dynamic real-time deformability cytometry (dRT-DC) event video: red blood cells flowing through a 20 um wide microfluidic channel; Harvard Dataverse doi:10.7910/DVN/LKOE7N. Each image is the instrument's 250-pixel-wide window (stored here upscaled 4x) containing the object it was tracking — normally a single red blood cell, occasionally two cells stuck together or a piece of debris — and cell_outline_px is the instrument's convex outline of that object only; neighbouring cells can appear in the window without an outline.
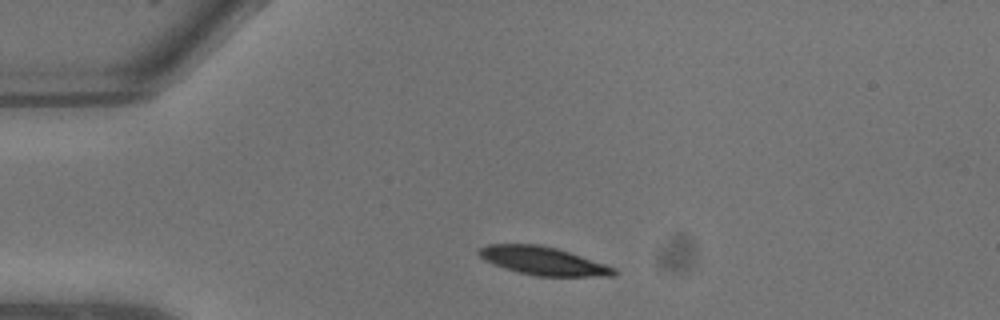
{"species": "common noctule bat (a hibernating species)", "species_latin": "Nyctalus noctula", "temperature_condition": "warm", "stored_images_in_passage": 5, "camera_frame_rate_fps": 3000, "um_per_image_px": 0.085, "animal": {"sex": "male", "body_mass_g": 13.3}, "frame": {"image": 1, "passage_image": 2, "time_ms": 0.333, "image_size_px": [1000, 320], "cell_outline_px": [[620, 272], [616, 276], [536, 276], [504, 268], [492, 264], [484, 260], [476, 252], [480, 248], [488, 244], [540, 244], [556, 248], [616, 268]], "centroid_in_image_um": [46.16, 22.18], "position_along_channel_um": 38.8, "area_um2": 22.14}}
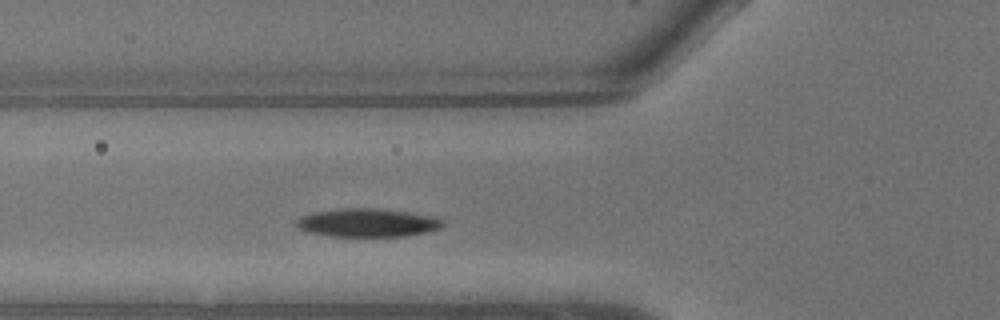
{"frame": {"image": 2, "passage_image": 5, "time_ms": 1.333, "image_size_px": [1000, 320], "cell_outline_px": [[444, 224], [440, 228], [424, 232], [404, 236], [332, 236], [308, 232], [296, 228], [296, 220], [300, 216], [312, 212], [340, 208], [376, 208], [404, 212], [428, 216], [444, 220]], "centroid_in_image_um": [31.15, 18.93], "position_along_channel_um": 94.7, "area_um2": 23.99}}